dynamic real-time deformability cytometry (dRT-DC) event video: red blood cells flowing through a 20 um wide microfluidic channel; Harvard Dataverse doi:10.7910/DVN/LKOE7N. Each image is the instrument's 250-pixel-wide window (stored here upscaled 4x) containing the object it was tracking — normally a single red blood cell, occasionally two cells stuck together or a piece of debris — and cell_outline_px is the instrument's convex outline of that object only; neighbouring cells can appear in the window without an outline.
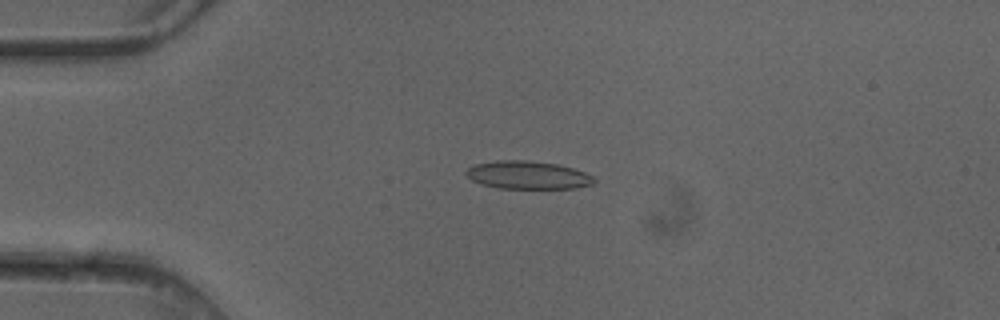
{"species": "common noctule bat (a hibernating species)", "species_latin": "Nyctalus noctula", "temperature_condition": "cold", "stored_images_in_passage": 6, "camera_frame_rate_fps": 3000, "um_per_image_px": 0.085, "animal": {"sex": "female"}, "frame": {"image": 1, "passage_image": 4, "time_ms": 1.0, "image_size_px": [1000, 320], "cell_outline_px": [[596, 180], [592, 184], [576, 188], [500, 188], [480, 184], [472, 180], [464, 172], [468, 168], [476, 164], [496, 160], [528, 160], [556, 164], [572, 168], [584, 172], [592, 176]], "centroid_in_image_um": [44.84, 14.88], "position_along_channel_um": 40.2, "area_um2": 20.75}}
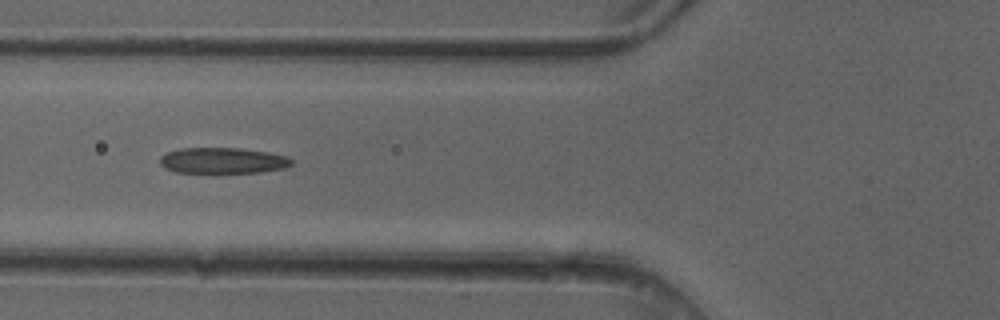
{"frame": {"image": 2, "passage_image": 6, "time_ms": 1.667, "image_size_px": [1000, 320], "cell_outline_px": [[292, 164], [284, 168], [260, 172], [176, 172], [164, 168], [160, 164], [160, 156], [168, 152], [180, 148], [240, 148], [268, 152], [288, 156], [292, 160]], "centroid_in_image_um": [18.93, 13.64], "position_along_channel_um": 106.9, "area_um2": 19.77}}